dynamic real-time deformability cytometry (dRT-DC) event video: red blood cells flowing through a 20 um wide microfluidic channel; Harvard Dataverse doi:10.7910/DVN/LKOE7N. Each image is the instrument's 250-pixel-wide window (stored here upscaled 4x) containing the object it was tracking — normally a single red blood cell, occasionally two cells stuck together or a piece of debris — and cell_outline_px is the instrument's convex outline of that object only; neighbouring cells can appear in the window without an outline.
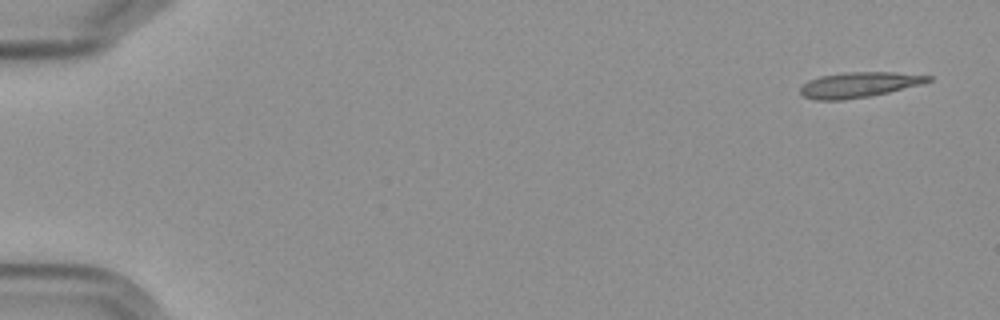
{"species": "Egyptian fruit bat (a non-hibernating species)", "species_latin": "Rousettus aegyptiacus", "temperature_condition": "cold", "stored_images_in_passage": 5, "camera_frame_rate_fps": 3000, "um_per_image_px": 0.085, "frame": {"image": 1, "passage_image": 1, "time_ms": 0.0, "image_size_px": [1000, 320], "cell_outline_px": [[932, 80], [920, 84], [872, 96], [844, 100], [816, 100], [804, 96], [800, 92], [800, 88], [808, 80], [820, 76], [844, 72], [892, 72], [932, 76]], "centroid_in_image_um": [72.98, 7.2], "position_along_channel_um": 12.0, "area_um2": 18.79}}
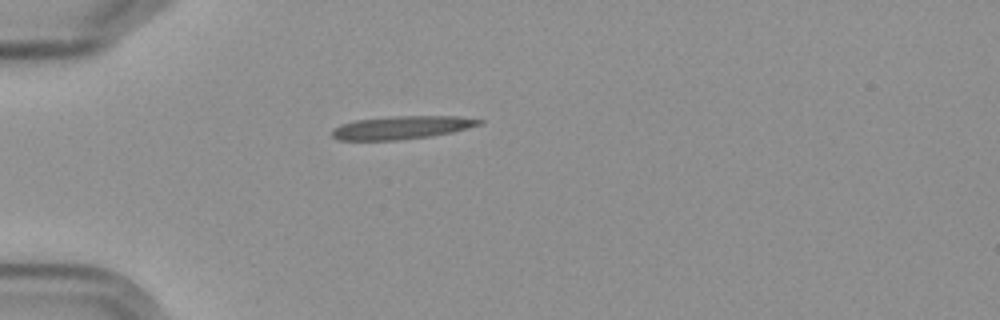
{"frame": {"image": 2, "passage_image": 5, "time_ms": 4.667, "image_size_px": [1000, 320], "cell_outline_px": [[484, 120], [480, 124], [452, 132], [428, 136], [396, 140], [340, 140], [332, 136], [332, 128], [340, 124], [352, 120], [392, 116], [456, 116]], "centroid_in_image_um": [34.07, 10.83], "position_along_channel_um": 50.9, "area_um2": 19.71}}